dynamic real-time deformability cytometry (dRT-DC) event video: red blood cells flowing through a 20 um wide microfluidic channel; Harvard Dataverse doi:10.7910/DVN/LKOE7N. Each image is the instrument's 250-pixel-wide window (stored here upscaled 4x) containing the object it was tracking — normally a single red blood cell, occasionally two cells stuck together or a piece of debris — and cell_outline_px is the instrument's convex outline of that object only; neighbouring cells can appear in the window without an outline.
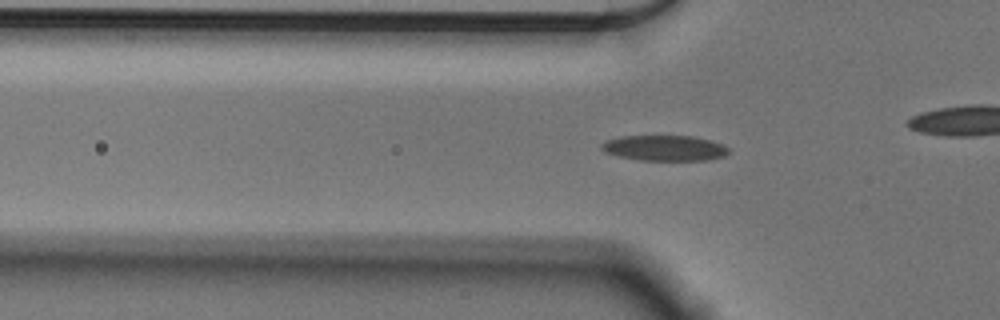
{"species": "Egyptian fruit bat (a non-hibernating species)", "species_latin": "Rousettus aegyptiacus", "temperature_condition": "cold", "stored_images_in_passage": 45, "camera_frame_rate_fps": 3000, "um_per_image_px": 0.085, "animal": {"sex": "male"}, "frame": {"image": 1, "passage_image": 17, "time_ms": 5.333, "image_size_px": [1000, 320], "cell_outline_px": [[728, 152], [724, 156], [708, 160], [640, 160], [620, 156], [604, 152], [600, 148], [600, 144], [604, 140], [624, 136], [692, 136], [712, 140], [724, 144], [728, 148]], "centroid_in_image_um": [56.48, 12.58], "position_along_channel_um": 69.3, "area_um2": 18.96}}
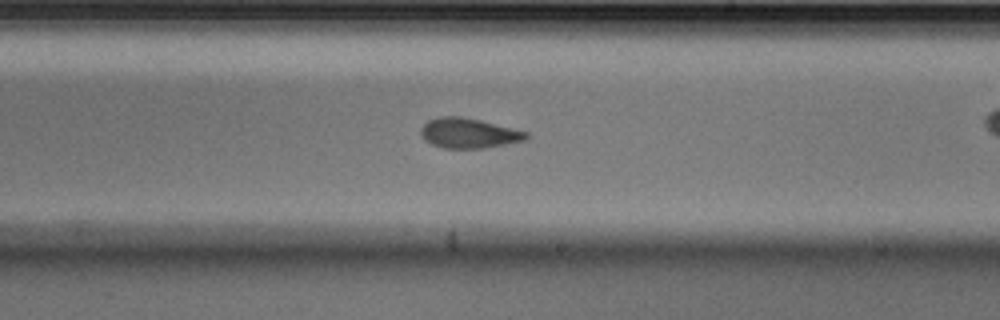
{"frame": {"image": 2, "passage_image": 32, "time_ms": 10.333, "image_size_px": [1000, 320], "cell_outline_px": [[528, 136], [524, 140], [484, 148], [444, 148], [432, 144], [424, 140], [420, 132], [420, 128], [428, 120], [440, 116], [460, 116], [480, 120], [528, 132]], "centroid_in_image_um": [39.79, 11.31], "position_along_channel_um": 249.2, "area_um2": 18.26}}
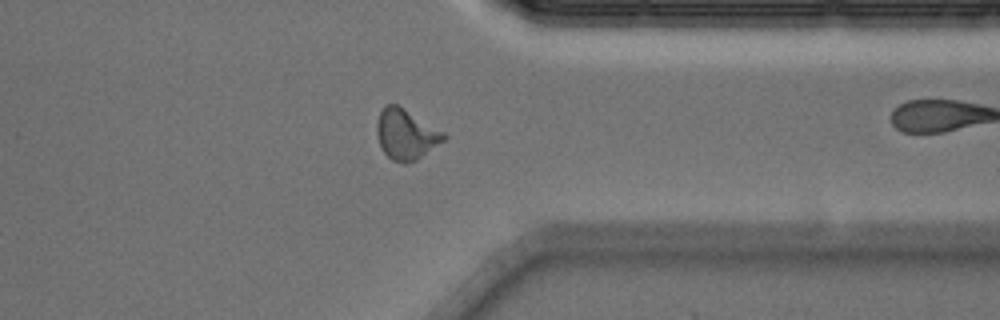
{"frame": {"image": 3, "passage_image": 43, "time_ms": 14.0, "image_size_px": [1000, 320], "cell_outline_px": [[448, 136], [444, 140], [416, 160], [408, 164], [404, 164], [392, 160], [384, 152], [380, 144], [376, 132], [376, 124], [380, 112], [388, 104], [396, 104], [444, 132]], "centroid_in_image_um": [34.5, 11.44], "position_along_channel_um": 376.9, "area_um2": 19.31}}